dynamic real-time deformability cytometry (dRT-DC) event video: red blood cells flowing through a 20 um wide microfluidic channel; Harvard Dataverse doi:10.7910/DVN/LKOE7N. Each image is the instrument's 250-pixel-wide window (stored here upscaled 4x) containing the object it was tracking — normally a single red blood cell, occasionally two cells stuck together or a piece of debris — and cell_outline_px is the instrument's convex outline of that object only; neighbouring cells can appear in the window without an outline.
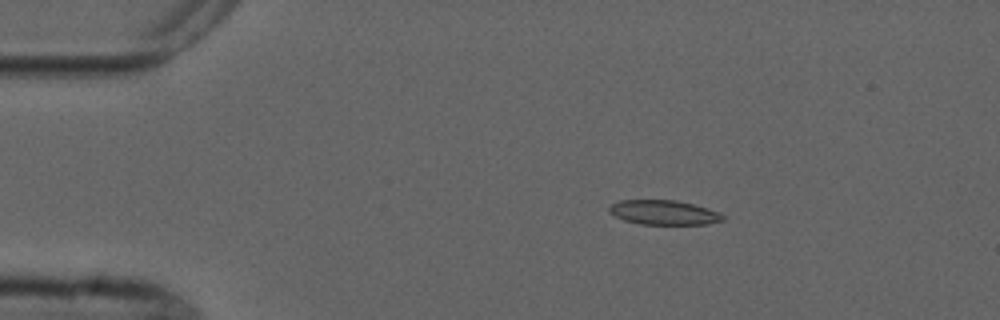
{"species": "common noctule bat (a hibernating species)", "species_latin": "Nyctalus noctula", "temperature_condition": "cold", "stored_images_in_passage": 5, "camera_frame_rate_fps": 3000, "um_per_image_px": 0.085, "animal": {"sex": "male", "forearm_length_mm": 52.5}, "frame": {"image": 1, "passage_image": 3, "time_ms": 2.333, "image_size_px": [1000, 320], "cell_outline_px": [[724, 220], [708, 224], [640, 224], [624, 220], [608, 212], [608, 208], [612, 204], [620, 200], [676, 200], [692, 204], [720, 212], [724, 216]], "centroid_in_image_um": [56.42, 18.06], "position_along_channel_um": 28.6, "area_um2": 16.18}}